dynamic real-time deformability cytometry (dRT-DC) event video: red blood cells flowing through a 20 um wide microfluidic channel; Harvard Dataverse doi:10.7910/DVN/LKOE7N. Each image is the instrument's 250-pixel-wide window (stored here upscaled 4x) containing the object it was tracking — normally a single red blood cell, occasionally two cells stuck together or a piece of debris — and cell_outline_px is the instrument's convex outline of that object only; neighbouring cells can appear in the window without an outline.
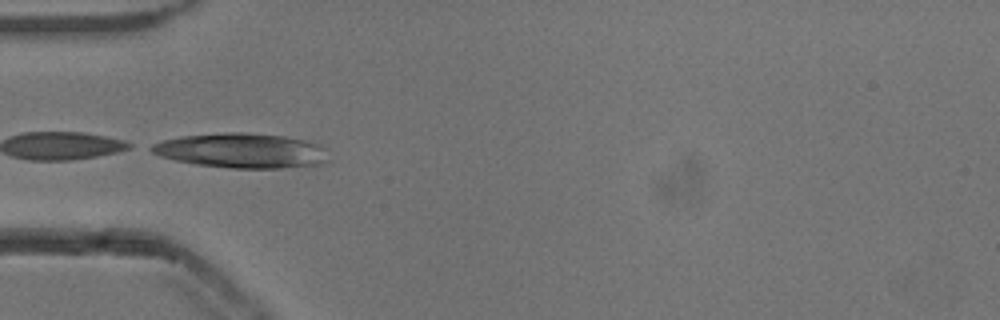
{"species": "common noctule bat (a hibernating species)", "species_latin": "Nyctalus noctula", "temperature_condition": "cold", "stored_images_in_passage": 5, "camera_frame_rate_fps": 3000, "um_per_image_px": 0.085, "animal": {"sex": "male", "body_mass_g": 13.3}, "frame": {"image": 1, "passage_image": 1, "time_ms": 0.0, "image_size_px": [1000, 320], "cell_outline_px": [[328, 160], [324, 164], [280, 168], [228, 168], [196, 164], [176, 160], [160, 156], [144, 148], [160, 140], [180, 136], [232, 132], [244, 132], [284, 136], [304, 140], [320, 144], [324, 148]], "centroid_in_image_um": [20.49, 12.8], "position_along_channel_um": 64.5, "area_um2": 36.07}}